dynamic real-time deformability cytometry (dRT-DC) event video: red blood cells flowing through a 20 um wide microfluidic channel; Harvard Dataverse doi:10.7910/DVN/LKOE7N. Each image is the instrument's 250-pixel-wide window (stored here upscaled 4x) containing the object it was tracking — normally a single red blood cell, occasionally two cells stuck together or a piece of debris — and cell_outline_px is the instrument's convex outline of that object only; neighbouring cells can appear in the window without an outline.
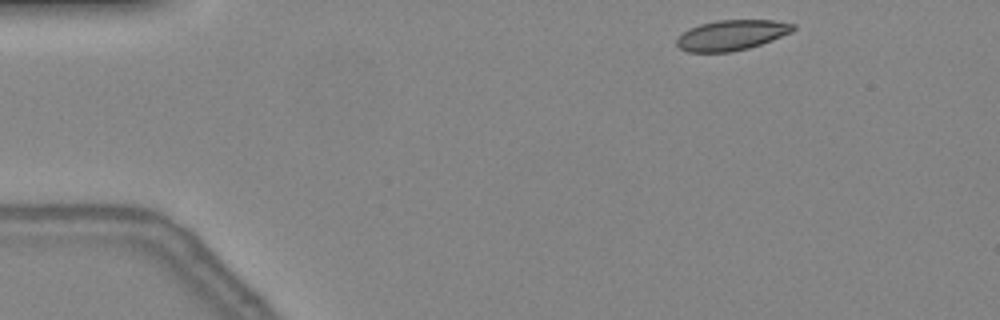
{"species": "common noctule bat (a hibernating species)", "species_latin": "Nyctalus noctula", "temperature_condition": "warm", "stored_images_in_passage": 21, "camera_frame_rate_fps": 3000, "um_per_image_px": 0.085, "animal": {"sex": "female", "body_mass_g": 24.6, "forearm_length_mm": 56.2}, "frame": {"image": 1, "passage_image": 2, "time_ms": 0.333, "image_size_px": [1000, 320], "cell_outline_px": [[796, 28], [792, 32], [772, 40], [748, 48], [732, 52], [688, 52], [680, 48], [676, 44], [676, 40], [688, 28], [700, 24], [716, 20], [776, 20], [796, 24]], "centroid_in_image_um": [62.21, 2.98], "position_along_channel_um": 22.8, "area_um2": 20.63}}
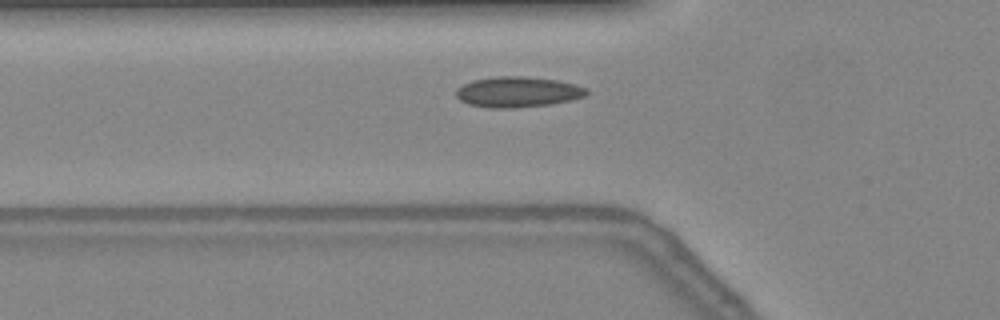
{"frame": {"image": 2, "passage_image": 12, "time_ms": 3.667, "image_size_px": [1000, 320], "cell_outline_px": [[588, 92], [584, 96], [572, 100], [548, 104], [516, 108], [492, 108], [468, 104], [460, 100], [456, 96], [456, 88], [472, 80], [496, 76], [524, 76], [556, 80], [576, 84], [588, 88]], "centroid_in_image_um": [44.0, 7.81], "position_along_channel_um": 81.8, "area_um2": 23.29}}
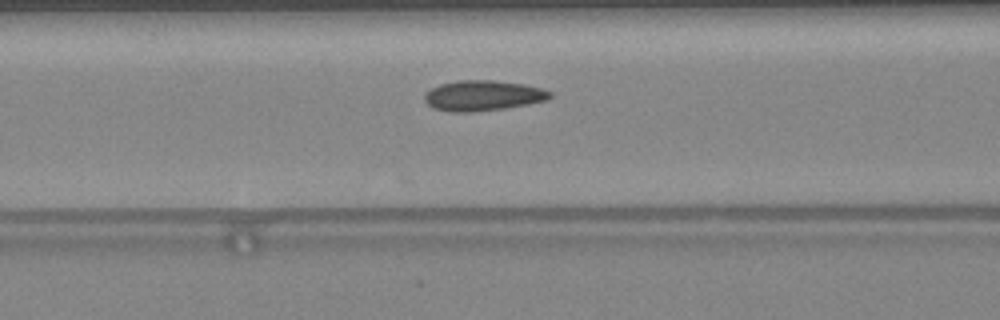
{"frame": {"image": 3, "passage_image": 15, "time_ms": 4.667, "image_size_px": [1000, 320], "cell_outline_px": [[552, 96], [548, 100], [528, 104], [504, 108], [476, 112], [448, 112], [432, 108], [424, 100], [424, 96], [432, 88], [440, 84], [460, 80], [492, 80], [524, 84], [540, 88], [552, 92]], "centroid_in_image_um": [41.05, 8.13], "position_along_channel_um": 125.6, "area_um2": 22.25}}